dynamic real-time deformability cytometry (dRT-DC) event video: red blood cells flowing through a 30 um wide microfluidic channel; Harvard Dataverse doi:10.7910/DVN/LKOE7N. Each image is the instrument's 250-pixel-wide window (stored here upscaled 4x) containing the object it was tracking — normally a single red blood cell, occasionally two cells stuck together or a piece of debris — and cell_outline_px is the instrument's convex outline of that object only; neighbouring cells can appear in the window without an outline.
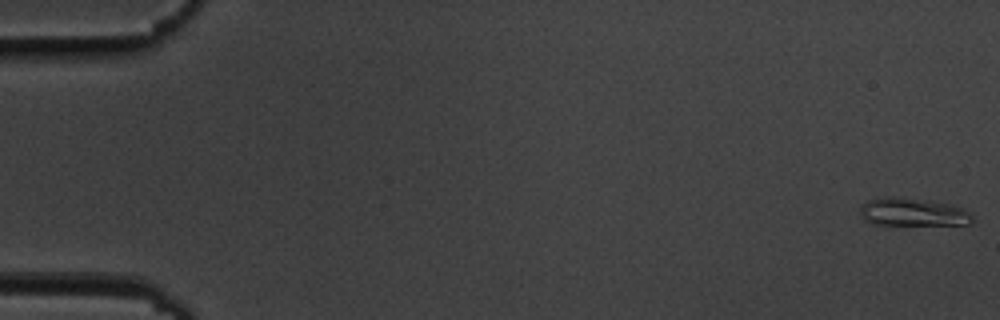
{"species": "common noctule bat (a hibernating species)", "species_latin": "Nyctalus noctula", "temperature_condition": "cold", "stored_images_in_passage": 16, "camera_frame_rate_fps": 3000, "um_per_image_px": 0.085, "animal": {"sex": "male", "body_mass_g": 19.5, "forearm_length_mm": 54.6}, "frame": {"image": 1, "passage_image": 1, "time_ms": 0.0, "image_size_px": [1000, 320], "cell_outline_px": [[972, 220], [968, 224], [872, 224], [864, 220], [860, 216], [860, 204], [868, 200], [892, 196], [928, 200], [948, 204], [964, 208], [972, 216]], "centroid_in_image_um": [77.53, 18.02], "position_along_channel_um": 7.5, "area_um2": 18.15}}
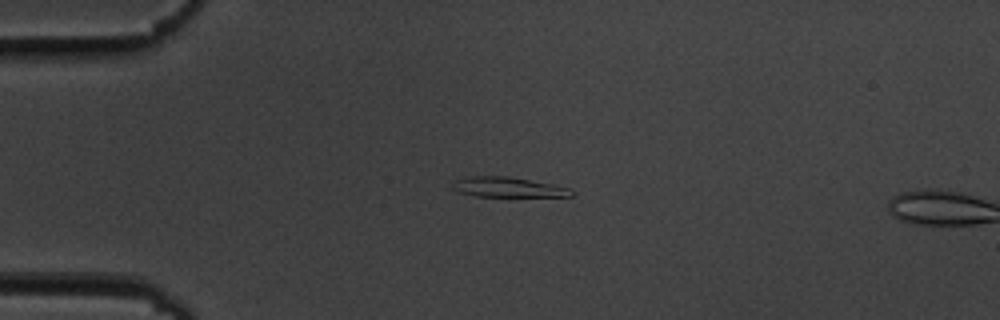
{"frame": {"image": 2, "passage_image": 14, "time_ms": 4.333, "image_size_px": [1000, 320], "cell_outline_px": [[576, 192], [572, 196], [476, 196], [460, 192], [452, 188], [452, 184], [456, 180], [464, 176], [508, 176], [552, 184], [568, 188]], "centroid_in_image_um": [43.16, 15.9], "position_along_channel_um": 41.8, "area_um2": 13.76}}